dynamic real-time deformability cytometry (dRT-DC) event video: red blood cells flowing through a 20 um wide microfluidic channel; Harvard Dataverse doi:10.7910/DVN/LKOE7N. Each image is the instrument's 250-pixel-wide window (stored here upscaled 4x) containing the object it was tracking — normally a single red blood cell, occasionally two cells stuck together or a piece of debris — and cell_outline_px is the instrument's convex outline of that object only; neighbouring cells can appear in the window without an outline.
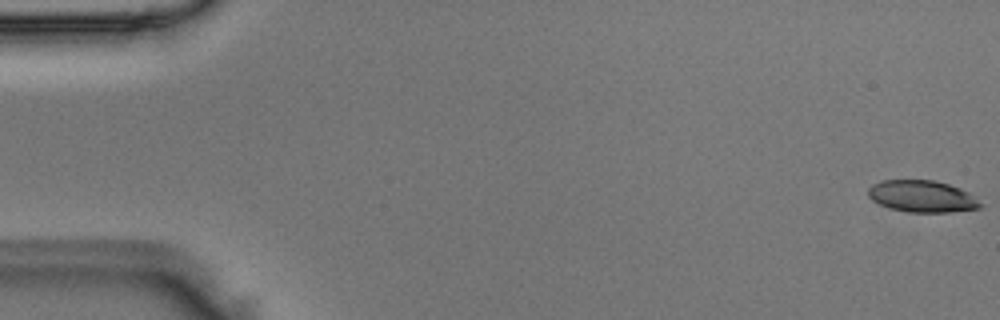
{"species": "Egyptian fruit bat (a non-hibernating species)", "species_latin": "Rousettus aegyptiacus", "temperature_condition": "room temperature", "stored_images_in_passage": 50, "camera_frame_rate_fps": 3000, "um_per_image_px": 0.085, "animal": {"sex": "male"}, "frame": {"image": 1, "passage_image": 1, "time_ms": 0.0, "image_size_px": [1000, 320], "cell_outline_px": [[984, 204], [980, 208], [948, 212], [908, 212], [888, 208], [872, 200], [868, 196], [868, 188], [872, 184], [880, 180], [932, 180], [948, 184], [960, 188], [968, 192]], "centroid_in_image_um": [78.36, 16.69], "position_along_channel_um": 6.6, "area_um2": 20.87}}
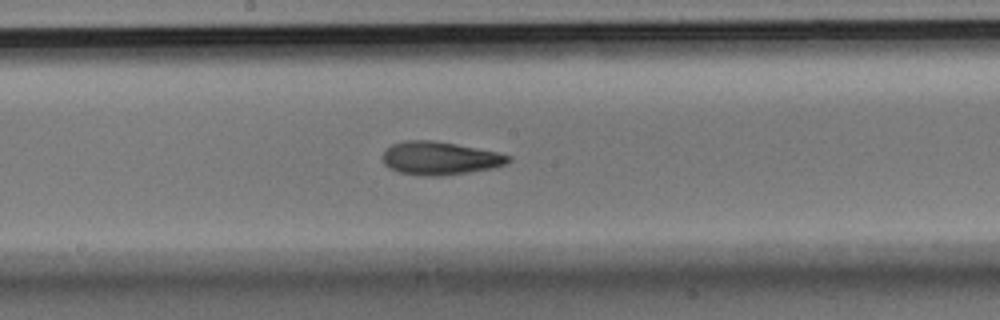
{"frame": {"image": 2, "passage_image": 27, "time_ms": 8.667, "image_size_px": [1000, 320], "cell_outline_px": [[512, 160], [508, 164], [492, 168], [468, 172], [440, 176], [424, 176], [400, 172], [388, 168], [384, 164], [384, 152], [392, 144], [404, 140], [432, 140], [456, 144], [496, 152], [512, 156]], "centroid_in_image_um": [37.41, 13.45], "position_along_channel_um": 210.8, "area_um2": 24.22}}
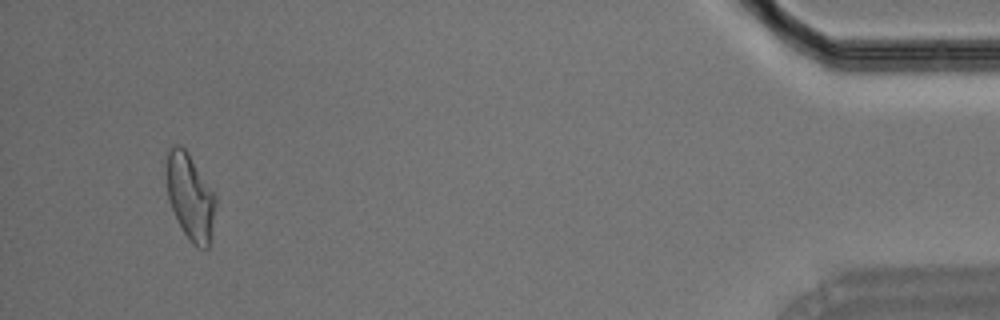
{"frame": {"image": 3, "passage_image": 48, "time_ms": 15.667, "image_size_px": [1000, 320], "cell_outline_px": [[216, 204], [208, 248], [196, 248], [192, 244], [184, 232], [168, 200], [164, 172], [168, 152], [176, 144], [180, 144], [188, 152], [216, 196]], "centroid_in_image_um": [16.14, 16.7], "position_along_channel_um": 419.1, "area_um2": 24.62}}